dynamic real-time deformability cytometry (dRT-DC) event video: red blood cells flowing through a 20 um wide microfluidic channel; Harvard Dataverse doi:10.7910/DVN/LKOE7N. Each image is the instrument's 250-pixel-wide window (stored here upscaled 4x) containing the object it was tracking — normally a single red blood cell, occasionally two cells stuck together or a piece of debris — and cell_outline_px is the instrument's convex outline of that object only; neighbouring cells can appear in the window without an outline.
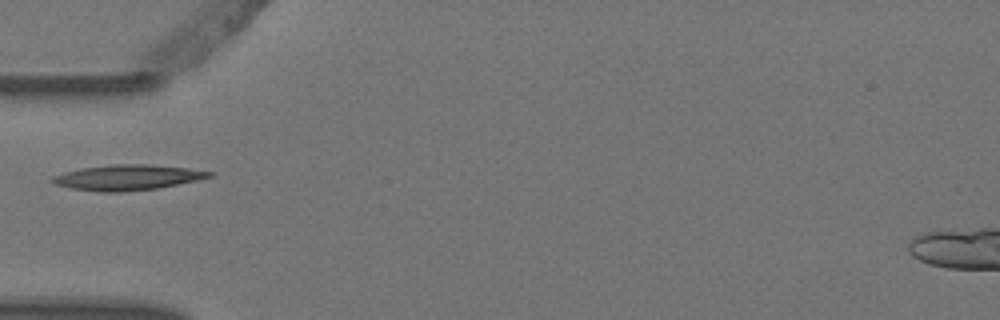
{"species": "Egyptian fruit bat (a non-hibernating species)", "species_latin": "Rousettus aegyptiacus", "temperature_condition": "warm", "stored_images_in_passage": 1, "camera_frame_rate_fps": 3000, "um_per_image_px": 0.085, "animal": {"sex": "female"}, "frame": {"image": 1, "passage_image": 1, "time_ms": 0.0, "image_size_px": [1000, 320], "cell_outline_px": [[212, 176], [196, 180], [156, 188], [124, 192], [104, 192], [72, 188], [56, 184], [48, 180], [52, 176], [64, 172], [80, 168], [112, 164], [148, 164], [188, 168], [212, 172]], "centroid_in_image_um": [10.78, 15.07], "position_along_channel_um": 74.2, "area_um2": 23.0}}